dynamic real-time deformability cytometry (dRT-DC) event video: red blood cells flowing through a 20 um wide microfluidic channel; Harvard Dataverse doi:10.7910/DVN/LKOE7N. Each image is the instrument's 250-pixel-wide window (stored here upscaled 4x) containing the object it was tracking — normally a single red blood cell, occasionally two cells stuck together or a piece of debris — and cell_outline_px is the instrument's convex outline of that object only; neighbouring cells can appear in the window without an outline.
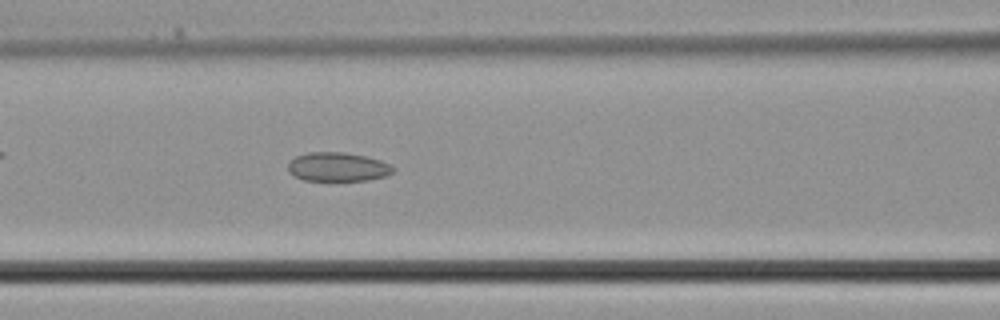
{"species": "common noctule bat (a hibernating species)", "species_latin": "Nyctalus noctula", "temperature_condition": "cold", "stored_images_in_passage": 27, "camera_frame_rate_fps": 3000, "um_per_image_px": 0.085, "animal": {"sex": "male", "body_mass_g": 21.5, "forearm_length_mm": 52.0}, "frame": {"image": 1, "passage_image": 5, "time_ms": 1.333, "image_size_px": [1000, 320], "cell_outline_px": [[396, 168], [392, 172], [384, 176], [368, 180], [304, 180], [292, 176], [288, 172], [288, 164], [296, 156], [308, 152], [344, 152], [364, 156], [380, 160], [392, 164]], "centroid_in_image_um": [28.7, 14.18], "position_along_channel_um": 137.9, "area_um2": 17.74}}
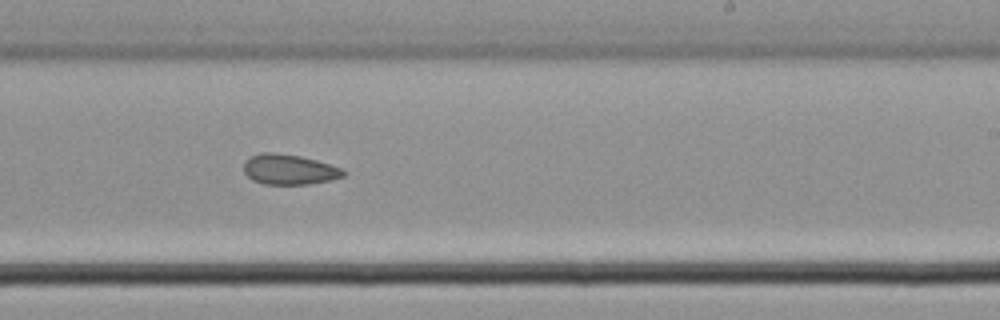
{"frame": {"image": 2, "passage_image": 12, "time_ms": 3.667, "image_size_px": [1000, 320], "cell_outline_px": [[344, 176], [328, 180], [308, 184], [264, 184], [252, 180], [244, 172], [244, 160], [248, 156], [264, 152], [272, 152], [300, 156], [316, 160], [340, 168], [344, 172]], "centroid_in_image_um": [24.51, 14.39], "position_along_channel_um": 264.5, "area_um2": 17.4}}
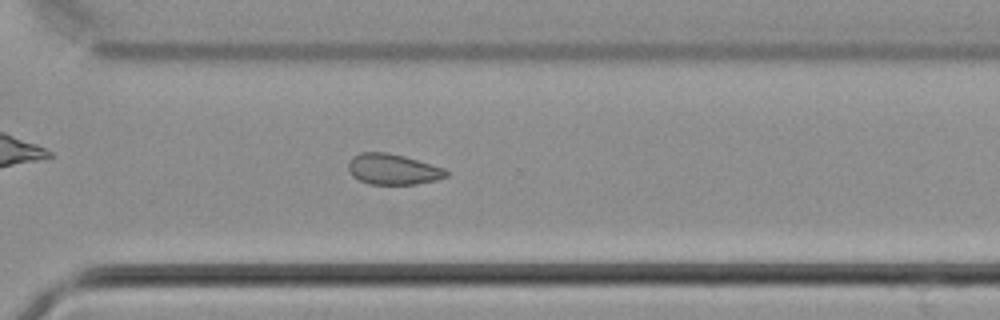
{"frame": {"image": 3, "passage_image": 16, "time_ms": 5.0, "image_size_px": [1000, 320], "cell_outline_px": [[448, 176], [436, 180], [416, 184], [368, 184], [352, 176], [348, 172], [348, 160], [352, 156], [360, 152], [388, 152], [404, 156], [444, 168], [448, 172]], "centroid_in_image_um": [33.36, 14.38], "position_along_channel_um": 337.2, "area_um2": 17.63}}